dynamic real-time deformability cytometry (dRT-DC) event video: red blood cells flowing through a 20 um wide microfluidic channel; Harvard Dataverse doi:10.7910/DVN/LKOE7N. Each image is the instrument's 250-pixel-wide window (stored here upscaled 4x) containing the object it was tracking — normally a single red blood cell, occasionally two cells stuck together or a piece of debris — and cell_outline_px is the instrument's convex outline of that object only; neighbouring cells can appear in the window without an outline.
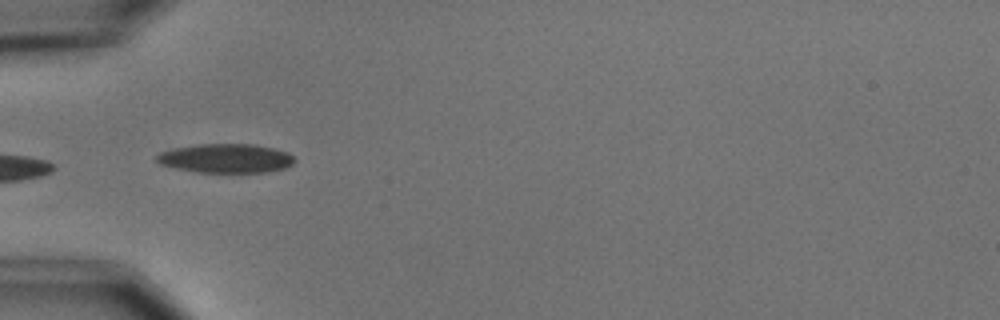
{"species": "common noctule bat (a hibernating species)", "species_latin": "Nyctalus noctula", "temperature_condition": "cold", "stored_images_in_passage": 11, "camera_frame_rate_fps": 3000, "um_per_image_px": 0.085, "animal": {"sex": "male", "body_mass_g": 15.6}, "frame": {"image": 1, "passage_image": 5, "time_ms": 5.667, "image_size_px": [1000, 320], "cell_outline_px": [[296, 160], [288, 168], [268, 172], [196, 172], [176, 168], [160, 164], [156, 160], [156, 156], [160, 152], [176, 148], [200, 144], [252, 144], [272, 148], [288, 152]], "centroid_in_image_um": [19.23, 13.46], "position_along_channel_um": 65.8, "area_um2": 23.29}}
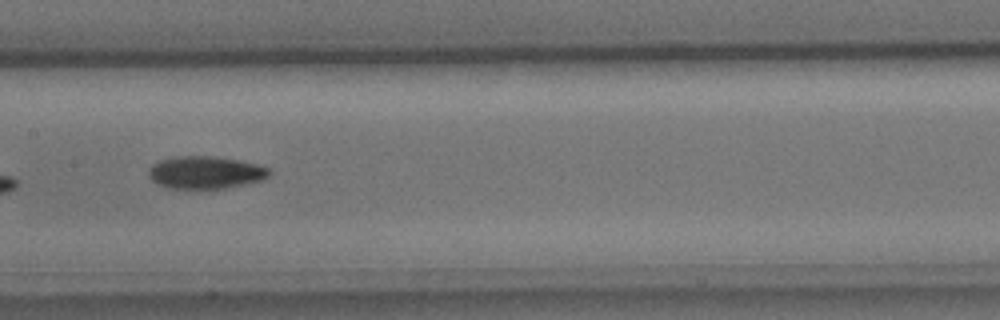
{"frame": {"image": 2, "passage_image": 8, "time_ms": 9.0, "image_size_px": [1000, 320], "cell_outline_px": [[272, 172], [268, 176], [260, 180], [244, 184], [224, 188], [168, 188], [156, 184], [148, 176], [148, 168], [152, 164], [160, 160], [176, 156], [212, 156], [236, 160], [256, 164], [268, 168]], "centroid_in_image_um": [17.4, 14.65], "position_along_channel_um": 190.0, "area_um2": 22.72}}
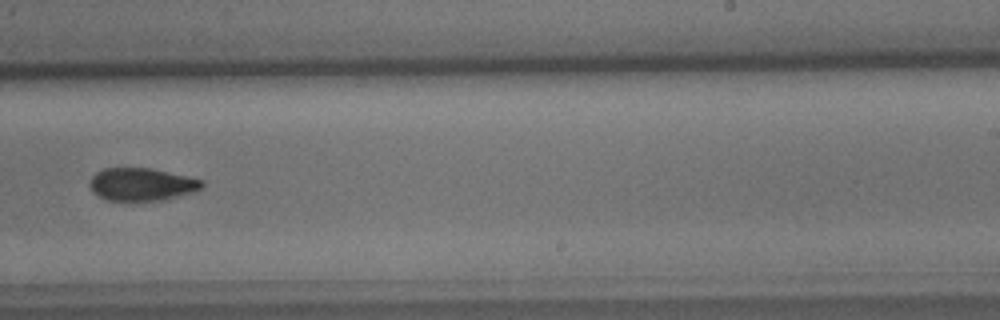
{"frame": {"image": 3, "passage_image": 10, "time_ms": 11.333, "image_size_px": [1000, 320], "cell_outline_px": [[204, 184], [200, 188], [192, 192], [164, 200], [108, 200], [92, 192], [88, 184], [92, 176], [96, 172], [104, 168], [152, 168], [204, 180]], "centroid_in_image_um": [12.02, 15.66], "position_along_channel_um": 277.0, "area_um2": 21.33}}